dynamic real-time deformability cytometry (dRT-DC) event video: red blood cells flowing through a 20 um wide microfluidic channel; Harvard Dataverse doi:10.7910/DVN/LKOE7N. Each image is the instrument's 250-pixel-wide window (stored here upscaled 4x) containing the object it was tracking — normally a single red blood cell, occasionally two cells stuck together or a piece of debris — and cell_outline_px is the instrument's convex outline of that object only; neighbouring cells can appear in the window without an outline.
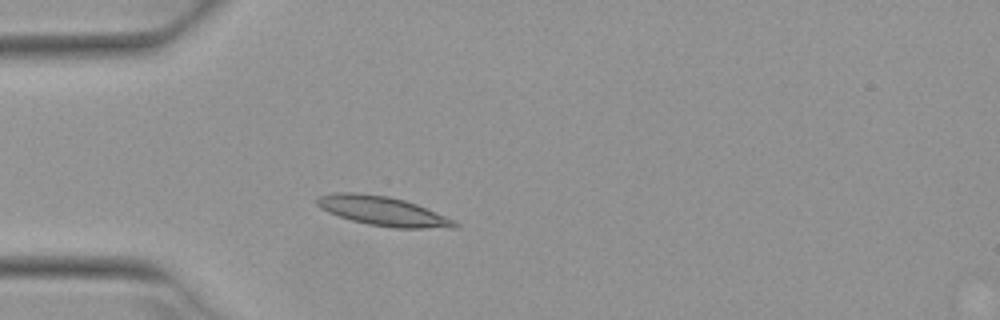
{"species": "Egyptian fruit bat (a non-hibernating species)", "species_latin": "Rousettus aegyptiacus", "temperature_condition": "warm", "stored_images_in_passage": 2, "camera_frame_rate_fps": 3000, "um_per_image_px": 0.085, "animal": {"sex": "female"}, "frame": {"image": 1, "passage_image": 2, "time_ms": 0.333, "image_size_px": [1000, 320], "cell_outline_px": [[460, 224], [456, 228], [392, 228], [368, 224], [352, 220], [328, 212], [320, 208], [316, 204], [316, 200], [320, 196], [332, 192], [356, 192], [388, 196], [404, 200], [416, 204], [456, 220]], "centroid_in_image_um": [32.56, 17.94], "position_along_channel_um": 52.4, "area_um2": 23.58}}